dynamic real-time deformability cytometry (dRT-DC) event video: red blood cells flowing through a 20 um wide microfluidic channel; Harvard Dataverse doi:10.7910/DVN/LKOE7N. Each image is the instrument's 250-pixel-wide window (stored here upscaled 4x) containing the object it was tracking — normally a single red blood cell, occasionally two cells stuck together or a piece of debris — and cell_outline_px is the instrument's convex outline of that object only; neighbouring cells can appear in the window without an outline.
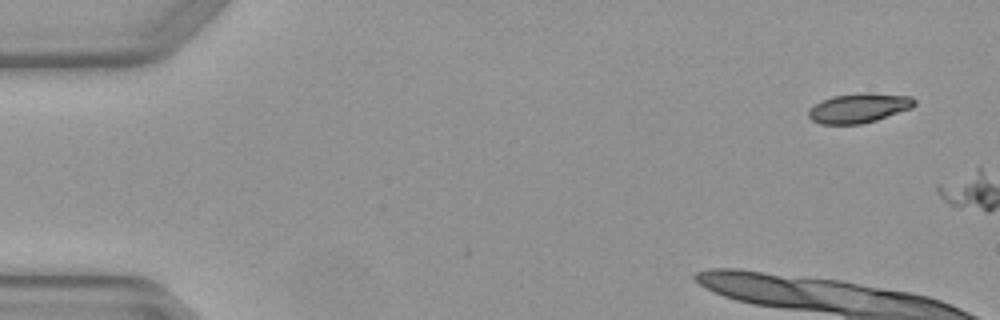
{"species": "Egyptian fruit bat (a non-hibernating species)", "species_latin": "Rousettus aegyptiacus", "temperature_condition": "warm", "stored_images_in_passage": 4, "camera_frame_rate_fps": 3000, "um_per_image_px": 0.085, "animal": {"sex": "female"}, "frame": {"image": 1, "passage_image": 1, "time_ms": 0.0, "image_size_px": [1000, 320], "cell_outline_px": [[916, 104], [912, 108], [876, 120], [860, 124], [820, 124], [812, 120], [808, 116], [808, 108], [820, 100], [832, 96], [864, 92], [868, 92], [912, 96], [916, 100]], "centroid_in_image_um": [72.99, 9.17], "position_along_channel_um": 12.0, "area_um2": 18.5}}